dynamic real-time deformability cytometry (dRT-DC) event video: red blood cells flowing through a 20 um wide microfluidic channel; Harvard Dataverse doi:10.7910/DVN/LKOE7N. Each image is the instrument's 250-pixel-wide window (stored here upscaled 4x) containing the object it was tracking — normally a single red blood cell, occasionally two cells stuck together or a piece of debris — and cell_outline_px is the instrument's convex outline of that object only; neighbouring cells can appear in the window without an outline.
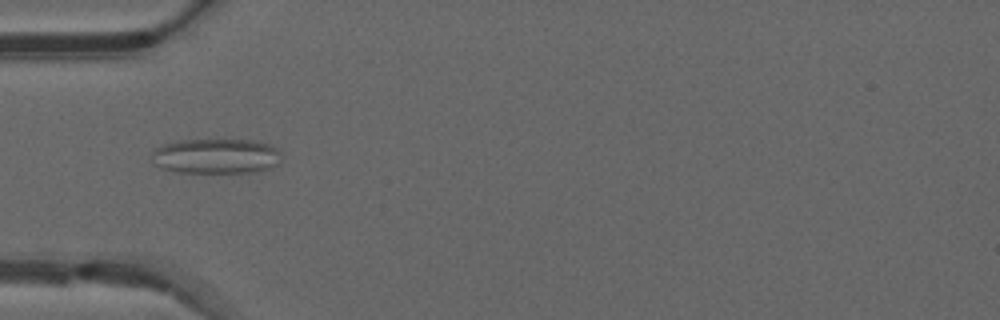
{"species": "common noctule bat (a hibernating species)", "species_latin": "Nyctalus noctula", "temperature_condition": "warm", "stored_images_in_passage": 46, "camera_frame_rate_fps": 3000, "um_per_image_px": 0.085, "animal": {"sex": "male", "forearm_length_mm": 52.5}, "frame": {"image": 1, "passage_image": 12, "time_ms": 3.667, "image_size_px": [1000, 320], "cell_outline_px": [[280, 160], [276, 164], [268, 168], [248, 172], [176, 172], [160, 168], [152, 164], [152, 152], [156, 148], [164, 144], [180, 140], [252, 140], [268, 144], [276, 148], [280, 152]], "centroid_in_image_um": [18.3, 13.27], "position_along_channel_um": 66.7, "area_um2": 26.36}}
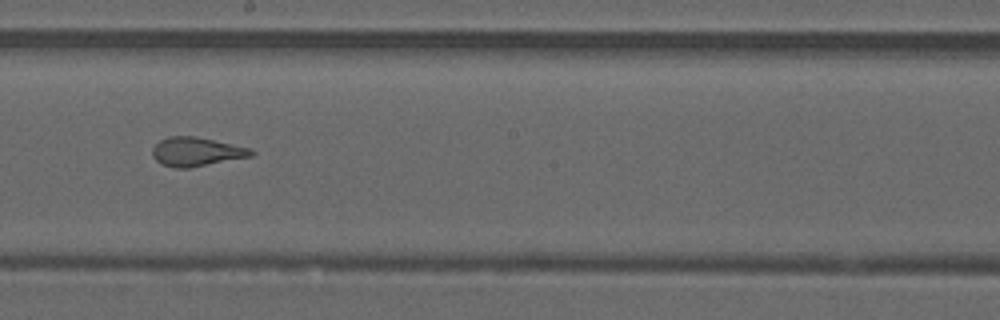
{"frame": {"image": 2, "passage_image": 24, "time_ms": 7.667, "image_size_px": [1000, 320], "cell_outline_px": [[256, 152], [252, 156], [188, 168], [172, 168], [160, 164], [152, 156], [152, 148], [160, 140], [168, 136], [196, 136], [248, 148]], "centroid_in_image_um": [16.64, 12.9], "position_along_channel_um": 231.6, "area_um2": 16.59}}
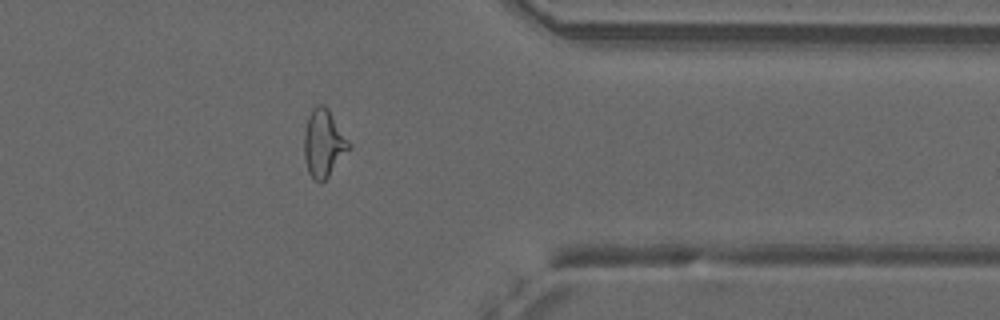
{"frame": {"image": 3, "passage_image": 36, "time_ms": 11.667, "image_size_px": [1000, 320], "cell_outline_px": [[352, 148], [328, 176], [320, 184], [308, 172], [304, 156], [304, 132], [308, 116], [312, 108], [316, 104], [324, 104], [328, 108], [352, 144]], "centroid_in_image_um": [27.53, 12.15], "position_along_channel_um": 383.9, "area_um2": 17.86}, "authors_computed_cell_mechanics": {"area_um2": 18.1203, "velocity_mm_per_s": 4.1212, "shape_relaxation_time_tau1_ms": null, "shape_relaxation_time_tau2_ms": 0.7947, "deformation_change_tau1": null, "deformation_change_tau2": 0.086}}